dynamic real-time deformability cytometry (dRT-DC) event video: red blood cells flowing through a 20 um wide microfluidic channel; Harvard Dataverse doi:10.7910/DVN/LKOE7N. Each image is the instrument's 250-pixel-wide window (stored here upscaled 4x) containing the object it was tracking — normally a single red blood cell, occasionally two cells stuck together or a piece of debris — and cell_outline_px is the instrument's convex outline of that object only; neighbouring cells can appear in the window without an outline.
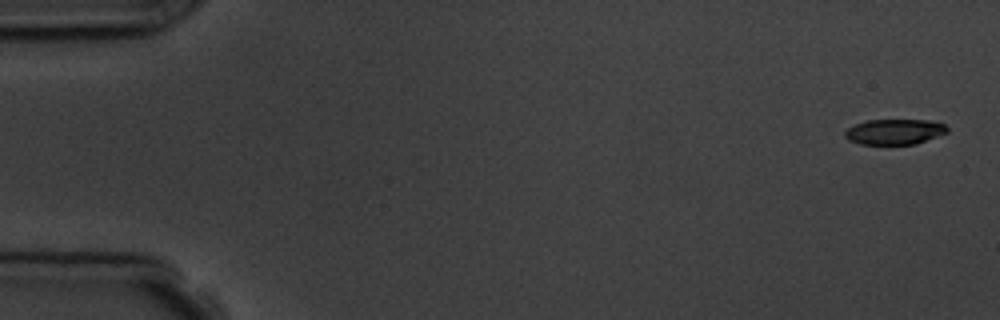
{"species": "common noctule bat (a hibernating species)", "species_latin": "Nyctalus noctula", "temperature_condition": "room temperature", "stored_images_in_passage": 11, "camera_frame_rate_fps": 3000, "um_per_image_px": 0.085, "animal": {"sex": "male", "body_mass_g": 19.5, "forearm_length_mm": 54.6}, "frame": {"image": 1, "passage_image": 1, "time_ms": 0.0, "image_size_px": [1000, 320], "cell_outline_px": [[948, 132], [916, 144], [860, 144], [848, 140], [844, 136], [844, 132], [848, 128], [856, 124], [868, 120], [928, 120], [944, 124], [948, 128]], "centroid_in_image_um": [76.03, 11.2], "position_along_channel_um": 9.0, "area_um2": 15.09}}
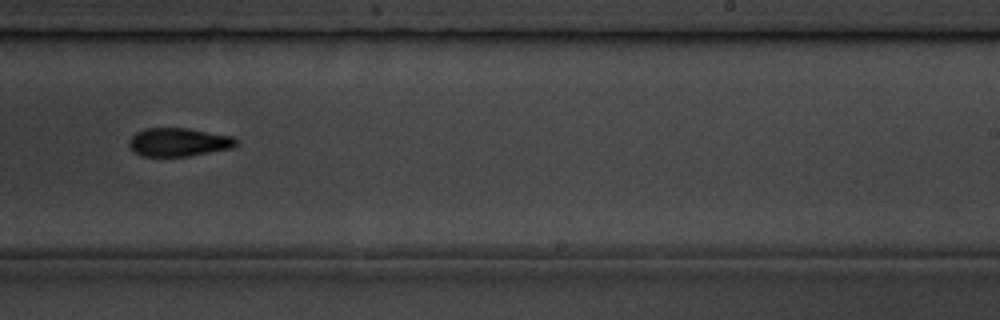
{"frame": {"image": 2, "passage_image": 10, "time_ms": 11.0, "image_size_px": [1000, 320], "cell_outline_px": [[236, 144], [232, 148], [188, 156], [144, 156], [128, 148], [128, 140], [136, 132], [144, 128], [188, 128], [232, 136], [236, 140]], "centroid_in_image_um": [15.14, 12.07], "position_along_channel_um": 273.9, "area_um2": 17.69}}